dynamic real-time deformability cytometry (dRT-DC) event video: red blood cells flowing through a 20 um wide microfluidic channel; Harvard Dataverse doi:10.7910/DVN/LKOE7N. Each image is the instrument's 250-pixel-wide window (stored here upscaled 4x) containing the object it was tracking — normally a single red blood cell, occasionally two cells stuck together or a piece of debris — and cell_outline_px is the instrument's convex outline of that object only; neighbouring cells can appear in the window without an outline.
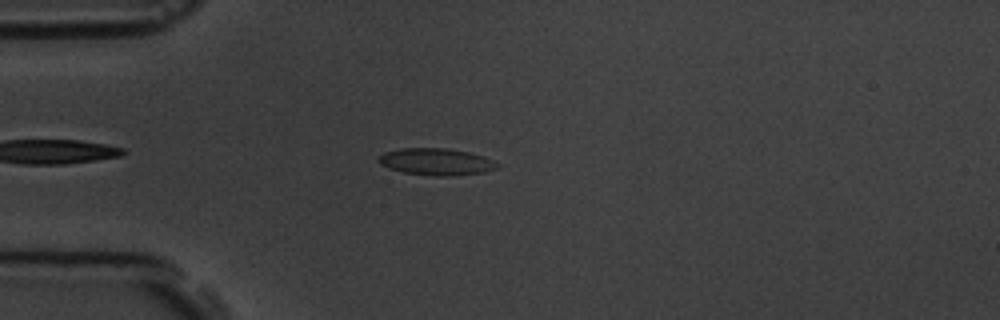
{"species": "common noctule bat (a hibernating species)", "species_latin": "Nyctalus noctula", "temperature_condition": "room temperature", "stored_images_in_passage": 1, "camera_frame_rate_fps": 3000, "um_per_image_px": 0.085, "animal": {"sex": "male", "body_mass_g": 19.5, "forearm_length_mm": 54.6}, "frame": {"image": 1, "passage_image": 1, "time_ms": 0.0, "image_size_px": [1000, 320], "cell_outline_px": [[500, 168], [484, 172], [452, 176], [436, 176], [404, 172], [388, 168], [380, 164], [380, 156], [384, 152], [400, 148], [444, 148], [468, 152], [492, 160], [500, 164]], "centroid_in_image_um": [37.1, 13.75], "position_along_channel_um": 47.9, "area_um2": 18.44}}